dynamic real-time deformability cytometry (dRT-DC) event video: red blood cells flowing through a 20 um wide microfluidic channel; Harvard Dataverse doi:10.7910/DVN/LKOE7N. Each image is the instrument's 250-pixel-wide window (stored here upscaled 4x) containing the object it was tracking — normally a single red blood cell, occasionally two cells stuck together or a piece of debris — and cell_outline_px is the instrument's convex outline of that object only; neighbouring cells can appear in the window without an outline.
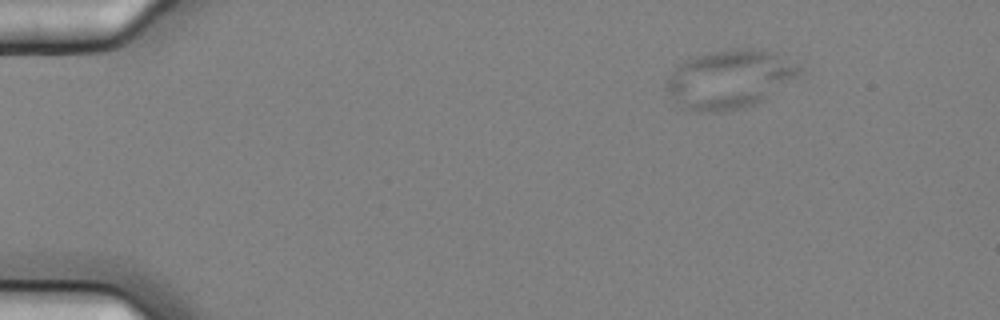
{"species": "common noctule bat (a hibernating species)", "species_latin": "Nyctalus noctula", "temperature_condition": "cold", "stored_images_in_passage": 6, "segment_of_instrument_passage": [2, 2], "camera_frame_rate_fps": 3000, "um_per_image_px": 0.085, "animal": {"sex": "female", "body_mass_g": 25.1}, "frame": {"image": 1, "passage_image": 6, "time_ms": 1.667, "image_size_px": [1000, 320], "cell_outline_px": [[804, 68], [796, 76], [764, 100], [740, 108], [720, 112], [700, 112], [688, 108], [668, 96], [664, 88], [664, 84], [672, 72], [676, 68], [688, 60], [696, 56], [736, 48], [752, 48], [776, 52], [800, 64]], "centroid_in_image_um": [62.04, 6.72], "position_along_channel_um": 23.0, "area_um2": 44.91}}